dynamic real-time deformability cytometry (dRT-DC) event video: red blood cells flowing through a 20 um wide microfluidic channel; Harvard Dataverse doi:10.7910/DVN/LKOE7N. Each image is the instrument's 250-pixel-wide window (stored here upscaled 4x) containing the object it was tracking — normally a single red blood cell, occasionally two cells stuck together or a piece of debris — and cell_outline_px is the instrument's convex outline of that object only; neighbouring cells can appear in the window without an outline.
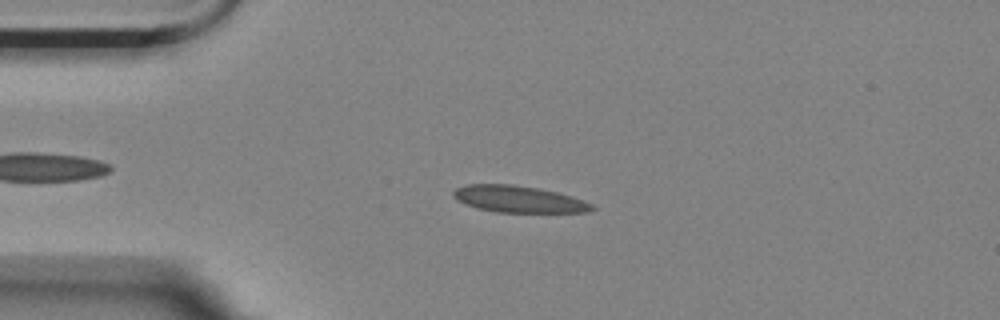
{"species": "Egyptian fruit bat (a non-hibernating species)", "species_latin": "Rousettus aegyptiacus", "temperature_condition": "room temperature", "stored_images_in_passage": 5, "camera_frame_rate_fps": 3000, "um_per_image_px": 0.085, "animal": {"sex": "female"}, "frame": {"image": 1, "passage_image": 3, "time_ms": 0.667, "image_size_px": [1000, 320], "cell_outline_px": [[596, 208], [588, 212], [496, 212], [476, 208], [464, 204], [456, 200], [452, 196], [452, 192], [456, 188], [468, 184], [512, 184], [536, 188], [556, 192], [592, 204]], "centroid_in_image_um": [44.0, 16.93], "position_along_channel_um": 41.0, "area_um2": 21.39}}
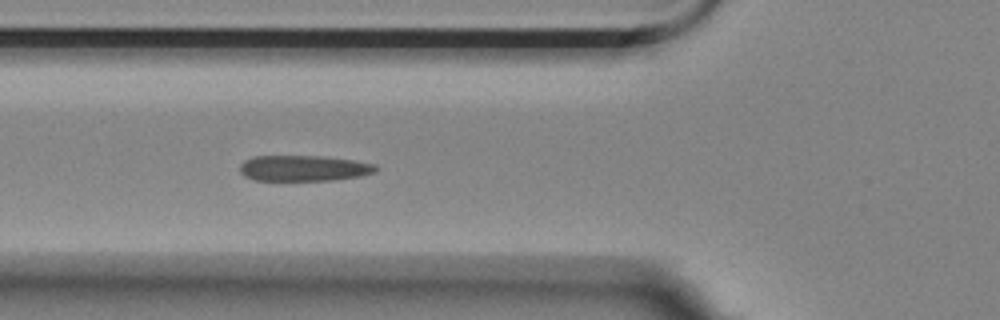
{"frame": {"image": 2, "passage_image": 5, "time_ms": 1.333, "image_size_px": [1000, 320], "cell_outline_px": [[380, 168], [376, 172], [360, 176], [332, 180], [256, 180], [244, 176], [240, 172], [240, 164], [244, 160], [252, 156], [324, 156], [352, 160], [376, 164]], "centroid_in_image_um": [25.83, 14.29], "position_along_channel_um": 100.0, "area_um2": 20.52}}